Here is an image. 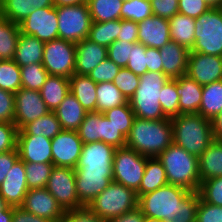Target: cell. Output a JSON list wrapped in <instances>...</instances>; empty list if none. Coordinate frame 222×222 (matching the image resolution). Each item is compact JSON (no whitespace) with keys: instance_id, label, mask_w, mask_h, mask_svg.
<instances>
[{"instance_id":"obj_50","label":"cell","mask_w":222,"mask_h":222,"mask_svg":"<svg viewBox=\"0 0 222 222\" xmlns=\"http://www.w3.org/2000/svg\"><path fill=\"white\" fill-rule=\"evenodd\" d=\"M146 46L141 43H135L128 59L126 68L131 70L138 76H142L147 72Z\"/></svg>"},{"instance_id":"obj_28","label":"cell","mask_w":222,"mask_h":222,"mask_svg":"<svg viewBox=\"0 0 222 222\" xmlns=\"http://www.w3.org/2000/svg\"><path fill=\"white\" fill-rule=\"evenodd\" d=\"M5 20L19 24L35 9L54 6L52 0H0Z\"/></svg>"},{"instance_id":"obj_4","label":"cell","mask_w":222,"mask_h":222,"mask_svg":"<svg viewBox=\"0 0 222 222\" xmlns=\"http://www.w3.org/2000/svg\"><path fill=\"white\" fill-rule=\"evenodd\" d=\"M164 166L168 184L198 191L201 183L198 157L172 143L157 156Z\"/></svg>"},{"instance_id":"obj_52","label":"cell","mask_w":222,"mask_h":222,"mask_svg":"<svg viewBox=\"0 0 222 222\" xmlns=\"http://www.w3.org/2000/svg\"><path fill=\"white\" fill-rule=\"evenodd\" d=\"M17 134L14 123L0 122V153L16 149Z\"/></svg>"},{"instance_id":"obj_15","label":"cell","mask_w":222,"mask_h":222,"mask_svg":"<svg viewBox=\"0 0 222 222\" xmlns=\"http://www.w3.org/2000/svg\"><path fill=\"white\" fill-rule=\"evenodd\" d=\"M49 112L39 91L21 88L15 93L14 124L18 130Z\"/></svg>"},{"instance_id":"obj_13","label":"cell","mask_w":222,"mask_h":222,"mask_svg":"<svg viewBox=\"0 0 222 222\" xmlns=\"http://www.w3.org/2000/svg\"><path fill=\"white\" fill-rule=\"evenodd\" d=\"M18 25L22 34L34 36L40 41L58 39V17L54 6L35 9Z\"/></svg>"},{"instance_id":"obj_27","label":"cell","mask_w":222,"mask_h":222,"mask_svg":"<svg viewBox=\"0 0 222 222\" xmlns=\"http://www.w3.org/2000/svg\"><path fill=\"white\" fill-rule=\"evenodd\" d=\"M198 170L201 181L222 177V141L214 140L198 157Z\"/></svg>"},{"instance_id":"obj_29","label":"cell","mask_w":222,"mask_h":222,"mask_svg":"<svg viewBox=\"0 0 222 222\" xmlns=\"http://www.w3.org/2000/svg\"><path fill=\"white\" fill-rule=\"evenodd\" d=\"M45 42L34 36L20 34L14 61L19 67L42 63Z\"/></svg>"},{"instance_id":"obj_38","label":"cell","mask_w":222,"mask_h":222,"mask_svg":"<svg viewBox=\"0 0 222 222\" xmlns=\"http://www.w3.org/2000/svg\"><path fill=\"white\" fill-rule=\"evenodd\" d=\"M119 29H121V19L108 22H92L88 39L108 48L117 40Z\"/></svg>"},{"instance_id":"obj_53","label":"cell","mask_w":222,"mask_h":222,"mask_svg":"<svg viewBox=\"0 0 222 222\" xmlns=\"http://www.w3.org/2000/svg\"><path fill=\"white\" fill-rule=\"evenodd\" d=\"M196 222H222V207L204 202L200 198Z\"/></svg>"},{"instance_id":"obj_55","label":"cell","mask_w":222,"mask_h":222,"mask_svg":"<svg viewBox=\"0 0 222 222\" xmlns=\"http://www.w3.org/2000/svg\"><path fill=\"white\" fill-rule=\"evenodd\" d=\"M15 94L0 89V122L14 123Z\"/></svg>"},{"instance_id":"obj_57","label":"cell","mask_w":222,"mask_h":222,"mask_svg":"<svg viewBox=\"0 0 222 222\" xmlns=\"http://www.w3.org/2000/svg\"><path fill=\"white\" fill-rule=\"evenodd\" d=\"M137 22L121 19V29H119L118 41L138 43Z\"/></svg>"},{"instance_id":"obj_68","label":"cell","mask_w":222,"mask_h":222,"mask_svg":"<svg viewBox=\"0 0 222 222\" xmlns=\"http://www.w3.org/2000/svg\"><path fill=\"white\" fill-rule=\"evenodd\" d=\"M57 222H74L67 214H65L59 221Z\"/></svg>"},{"instance_id":"obj_59","label":"cell","mask_w":222,"mask_h":222,"mask_svg":"<svg viewBox=\"0 0 222 222\" xmlns=\"http://www.w3.org/2000/svg\"><path fill=\"white\" fill-rule=\"evenodd\" d=\"M19 159L17 149L0 153V185L6 177L8 171Z\"/></svg>"},{"instance_id":"obj_21","label":"cell","mask_w":222,"mask_h":222,"mask_svg":"<svg viewBox=\"0 0 222 222\" xmlns=\"http://www.w3.org/2000/svg\"><path fill=\"white\" fill-rule=\"evenodd\" d=\"M162 58V72L170 79L186 75L190 50L185 46L169 41L159 49Z\"/></svg>"},{"instance_id":"obj_33","label":"cell","mask_w":222,"mask_h":222,"mask_svg":"<svg viewBox=\"0 0 222 222\" xmlns=\"http://www.w3.org/2000/svg\"><path fill=\"white\" fill-rule=\"evenodd\" d=\"M166 184H168V181L162 163L157 157L148 158L140 187L136 191L138 198L141 195L155 191Z\"/></svg>"},{"instance_id":"obj_2","label":"cell","mask_w":222,"mask_h":222,"mask_svg":"<svg viewBox=\"0 0 222 222\" xmlns=\"http://www.w3.org/2000/svg\"><path fill=\"white\" fill-rule=\"evenodd\" d=\"M173 143L170 118L148 120L135 117L126 147L149 158L157 157Z\"/></svg>"},{"instance_id":"obj_70","label":"cell","mask_w":222,"mask_h":222,"mask_svg":"<svg viewBox=\"0 0 222 222\" xmlns=\"http://www.w3.org/2000/svg\"><path fill=\"white\" fill-rule=\"evenodd\" d=\"M5 21V16L0 5V25Z\"/></svg>"},{"instance_id":"obj_16","label":"cell","mask_w":222,"mask_h":222,"mask_svg":"<svg viewBox=\"0 0 222 222\" xmlns=\"http://www.w3.org/2000/svg\"><path fill=\"white\" fill-rule=\"evenodd\" d=\"M186 75L202 86L222 80V56L190 51Z\"/></svg>"},{"instance_id":"obj_31","label":"cell","mask_w":222,"mask_h":222,"mask_svg":"<svg viewBox=\"0 0 222 222\" xmlns=\"http://www.w3.org/2000/svg\"><path fill=\"white\" fill-rule=\"evenodd\" d=\"M169 23L171 41L191 50L195 44V19L177 13L169 19Z\"/></svg>"},{"instance_id":"obj_10","label":"cell","mask_w":222,"mask_h":222,"mask_svg":"<svg viewBox=\"0 0 222 222\" xmlns=\"http://www.w3.org/2000/svg\"><path fill=\"white\" fill-rule=\"evenodd\" d=\"M148 158L126 146L116 148L113 159V181L137 191Z\"/></svg>"},{"instance_id":"obj_36","label":"cell","mask_w":222,"mask_h":222,"mask_svg":"<svg viewBox=\"0 0 222 222\" xmlns=\"http://www.w3.org/2000/svg\"><path fill=\"white\" fill-rule=\"evenodd\" d=\"M124 0H87L92 22H108L121 19Z\"/></svg>"},{"instance_id":"obj_37","label":"cell","mask_w":222,"mask_h":222,"mask_svg":"<svg viewBox=\"0 0 222 222\" xmlns=\"http://www.w3.org/2000/svg\"><path fill=\"white\" fill-rule=\"evenodd\" d=\"M21 32L19 25L5 20L0 25V59L13 60Z\"/></svg>"},{"instance_id":"obj_65","label":"cell","mask_w":222,"mask_h":222,"mask_svg":"<svg viewBox=\"0 0 222 222\" xmlns=\"http://www.w3.org/2000/svg\"><path fill=\"white\" fill-rule=\"evenodd\" d=\"M14 206H8L2 215H0V222H12Z\"/></svg>"},{"instance_id":"obj_46","label":"cell","mask_w":222,"mask_h":222,"mask_svg":"<svg viewBox=\"0 0 222 222\" xmlns=\"http://www.w3.org/2000/svg\"><path fill=\"white\" fill-rule=\"evenodd\" d=\"M198 193L204 202L222 207V177L201 181Z\"/></svg>"},{"instance_id":"obj_41","label":"cell","mask_w":222,"mask_h":222,"mask_svg":"<svg viewBox=\"0 0 222 222\" xmlns=\"http://www.w3.org/2000/svg\"><path fill=\"white\" fill-rule=\"evenodd\" d=\"M103 114L110 122L113 123L121 134H123L126 138L128 137L135 118V114L131 109L129 102L122 106L111 108Z\"/></svg>"},{"instance_id":"obj_39","label":"cell","mask_w":222,"mask_h":222,"mask_svg":"<svg viewBox=\"0 0 222 222\" xmlns=\"http://www.w3.org/2000/svg\"><path fill=\"white\" fill-rule=\"evenodd\" d=\"M103 113L87 112L80 127L76 130L83 144L101 141Z\"/></svg>"},{"instance_id":"obj_22","label":"cell","mask_w":222,"mask_h":222,"mask_svg":"<svg viewBox=\"0 0 222 222\" xmlns=\"http://www.w3.org/2000/svg\"><path fill=\"white\" fill-rule=\"evenodd\" d=\"M107 57V47L86 38L76 43L75 73L89 75Z\"/></svg>"},{"instance_id":"obj_14","label":"cell","mask_w":222,"mask_h":222,"mask_svg":"<svg viewBox=\"0 0 222 222\" xmlns=\"http://www.w3.org/2000/svg\"><path fill=\"white\" fill-rule=\"evenodd\" d=\"M51 141L52 164L75 169L83 148L77 131L62 130Z\"/></svg>"},{"instance_id":"obj_64","label":"cell","mask_w":222,"mask_h":222,"mask_svg":"<svg viewBox=\"0 0 222 222\" xmlns=\"http://www.w3.org/2000/svg\"><path fill=\"white\" fill-rule=\"evenodd\" d=\"M54 7L72 6L87 3V0H52Z\"/></svg>"},{"instance_id":"obj_6","label":"cell","mask_w":222,"mask_h":222,"mask_svg":"<svg viewBox=\"0 0 222 222\" xmlns=\"http://www.w3.org/2000/svg\"><path fill=\"white\" fill-rule=\"evenodd\" d=\"M138 199L135 190L112 181L102 193L92 200L88 207L98 217L109 220L138 207Z\"/></svg>"},{"instance_id":"obj_44","label":"cell","mask_w":222,"mask_h":222,"mask_svg":"<svg viewBox=\"0 0 222 222\" xmlns=\"http://www.w3.org/2000/svg\"><path fill=\"white\" fill-rule=\"evenodd\" d=\"M153 15L150 0H124L121 9V19L141 22Z\"/></svg>"},{"instance_id":"obj_69","label":"cell","mask_w":222,"mask_h":222,"mask_svg":"<svg viewBox=\"0 0 222 222\" xmlns=\"http://www.w3.org/2000/svg\"><path fill=\"white\" fill-rule=\"evenodd\" d=\"M143 222H164V221L158 220V219H155V218L145 217Z\"/></svg>"},{"instance_id":"obj_17","label":"cell","mask_w":222,"mask_h":222,"mask_svg":"<svg viewBox=\"0 0 222 222\" xmlns=\"http://www.w3.org/2000/svg\"><path fill=\"white\" fill-rule=\"evenodd\" d=\"M20 207L52 222L59 221L66 214L46 188L29 189Z\"/></svg>"},{"instance_id":"obj_58","label":"cell","mask_w":222,"mask_h":222,"mask_svg":"<svg viewBox=\"0 0 222 222\" xmlns=\"http://www.w3.org/2000/svg\"><path fill=\"white\" fill-rule=\"evenodd\" d=\"M66 214L74 222H106V220L98 217L88 206L67 211Z\"/></svg>"},{"instance_id":"obj_62","label":"cell","mask_w":222,"mask_h":222,"mask_svg":"<svg viewBox=\"0 0 222 222\" xmlns=\"http://www.w3.org/2000/svg\"><path fill=\"white\" fill-rule=\"evenodd\" d=\"M145 219L142 210L139 207L124 213L123 215L106 220V222H143Z\"/></svg>"},{"instance_id":"obj_1","label":"cell","mask_w":222,"mask_h":222,"mask_svg":"<svg viewBox=\"0 0 222 222\" xmlns=\"http://www.w3.org/2000/svg\"><path fill=\"white\" fill-rule=\"evenodd\" d=\"M200 195L183 187L166 184L141 195L138 207L145 217L164 222H196Z\"/></svg>"},{"instance_id":"obj_20","label":"cell","mask_w":222,"mask_h":222,"mask_svg":"<svg viewBox=\"0 0 222 222\" xmlns=\"http://www.w3.org/2000/svg\"><path fill=\"white\" fill-rule=\"evenodd\" d=\"M51 139L43 136H17L16 149L24 163L52 164Z\"/></svg>"},{"instance_id":"obj_54","label":"cell","mask_w":222,"mask_h":222,"mask_svg":"<svg viewBox=\"0 0 222 222\" xmlns=\"http://www.w3.org/2000/svg\"><path fill=\"white\" fill-rule=\"evenodd\" d=\"M178 13L197 19L212 6L206 0H178Z\"/></svg>"},{"instance_id":"obj_24","label":"cell","mask_w":222,"mask_h":222,"mask_svg":"<svg viewBox=\"0 0 222 222\" xmlns=\"http://www.w3.org/2000/svg\"><path fill=\"white\" fill-rule=\"evenodd\" d=\"M113 181V176L75 174L76 192L79 202L88 206Z\"/></svg>"},{"instance_id":"obj_8","label":"cell","mask_w":222,"mask_h":222,"mask_svg":"<svg viewBox=\"0 0 222 222\" xmlns=\"http://www.w3.org/2000/svg\"><path fill=\"white\" fill-rule=\"evenodd\" d=\"M58 38L78 43L88 38L92 24L87 3L56 7Z\"/></svg>"},{"instance_id":"obj_45","label":"cell","mask_w":222,"mask_h":222,"mask_svg":"<svg viewBox=\"0 0 222 222\" xmlns=\"http://www.w3.org/2000/svg\"><path fill=\"white\" fill-rule=\"evenodd\" d=\"M159 102L167 118L172 119L179 115V95L176 91V78L169 79L163 85Z\"/></svg>"},{"instance_id":"obj_66","label":"cell","mask_w":222,"mask_h":222,"mask_svg":"<svg viewBox=\"0 0 222 222\" xmlns=\"http://www.w3.org/2000/svg\"><path fill=\"white\" fill-rule=\"evenodd\" d=\"M212 7H222V0H206Z\"/></svg>"},{"instance_id":"obj_7","label":"cell","mask_w":222,"mask_h":222,"mask_svg":"<svg viewBox=\"0 0 222 222\" xmlns=\"http://www.w3.org/2000/svg\"><path fill=\"white\" fill-rule=\"evenodd\" d=\"M190 51L222 56V7H211L195 19V44Z\"/></svg>"},{"instance_id":"obj_49","label":"cell","mask_w":222,"mask_h":222,"mask_svg":"<svg viewBox=\"0 0 222 222\" xmlns=\"http://www.w3.org/2000/svg\"><path fill=\"white\" fill-rule=\"evenodd\" d=\"M135 43L126 41H114L108 48V58L120 68L126 67L128 59Z\"/></svg>"},{"instance_id":"obj_26","label":"cell","mask_w":222,"mask_h":222,"mask_svg":"<svg viewBox=\"0 0 222 222\" xmlns=\"http://www.w3.org/2000/svg\"><path fill=\"white\" fill-rule=\"evenodd\" d=\"M70 92L86 112H96L97 95L95 83L88 75L74 73L70 78Z\"/></svg>"},{"instance_id":"obj_30","label":"cell","mask_w":222,"mask_h":222,"mask_svg":"<svg viewBox=\"0 0 222 222\" xmlns=\"http://www.w3.org/2000/svg\"><path fill=\"white\" fill-rule=\"evenodd\" d=\"M39 92L48 109L54 112L70 92V81L63 76L49 75Z\"/></svg>"},{"instance_id":"obj_51","label":"cell","mask_w":222,"mask_h":222,"mask_svg":"<svg viewBox=\"0 0 222 222\" xmlns=\"http://www.w3.org/2000/svg\"><path fill=\"white\" fill-rule=\"evenodd\" d=\"M101 141L115 148L126 146V137L103 114Z\"/></svg>"},{"instance_id":"obj_11","label":"cell","mask_w":222,"mask_h":222,"mask_svg":"<svg viewBox=\"0 0 222 222\" xmlns=\"http://www.w3.org/2000/svg\"><path fill=\"white\" fill-rule=\"evenodd\" d=\"M76 43L54 39L45 42L42 65L49 75L70 78L75 73Z\"/></svg>"},{"instance_id":"obj_35","label":"cell","mask_w":222,"mask_h":222,"mask_svg":"<svg viewBox=\"0 0 222 222\" xmlns=\"http://www.w3.org/2000/svg\"><path fill=\"white\" fill-rule=\"evenodd\" d=\"M96 112L104 113L111 108L119 107L128 102L113 82H100L96 87Z\"/></svg>"},{"instance_id":"obj_56","label":"cell","mask_w":222,"mask_h":222,"mask_svg":"<svg viewBox=\"0 0 222 222\" xmlns=\"http://www.w3.org/2000/svg\"><path fill=\"white\" fill-rule=\"evenodd\" d=\"M153 15L171 19L178 13V0H150Z\"/></svg>"},{"instance_id":"obj_40","label":"cell","mask_w":222,"mask_h":222,"mask_svg":"<svg viewBox=\"0 0 222 222\" xmlns=\"http://www.w3.org/2000/svg\"><path fill=\"white\" fill-rule=\"evenodd\" d=\"M21 88L20 67L14 60H0V89L15 94Z\"/></svg>"},{"instance_id":"obj_63","label":"cell","mask_w":222,"mask_h":222,"mask_svg":"<svg viewBox=\"0 0 222 222\" xmlns=\"http://www.w3.org/2000/svg\"><path fill=\"white\" fill-rule=\"evenodd\" d=\"M211 124L214 139L222 141V111L211 120Z\"/></svg>"},{"instance_id":"obj_43","label":"cell","mask_w":222,"mask_h":222,"mask_svg":"<svg viewBox=\"0 0 222 222\" xmlns=\"http://www.w3.org/2000/svg\"><path fill=\"white\" fill-rule=\"evenodd\" d=\"M29 189L45 188L54 167L49 163H24Z\"/></svg>"},{"instance_id":"obj_34","label":"cell","mask_w":222,"mask_h":222,"mask_svg":"<svg viewBox=\"0 0 222 222\" xmlns=\"http://www.w3.org/2000/svg\"><path fill=\"white\" fill-rule=\"evenodd\" d=\"M222 111V80L204 85L198 114L213 120Z\"/></svg>"},{"instance_id":"obj_60","label":"cell","mask_w":222,"mask_h":222,"mask_svg":"<svg viewBox=\"0 0 222 222\" xmlns=\"http://www.w3.org/2000/svg\"><path fill=\"white\" fill-rule=\"evenodd\" d=\"M147 71L162 72V58L159 49L146 47Z\"/></svg>"},{"instance_id":"obj_48","label":"cell","mask_w":222,"mask_h":222,"mask_svg":"<svg viewBox=\"0 0 222 222\" xmlns=\"http://www.w3.org/2000/svg\"><path fill=\"white\" fill-rule=\"evenodd\" d=\"M120 67L108 57L95 67L88 75L95 83L113 82Z\"/></svg>"},{"instance_id":"obj_23","label":"cell","mask_w":222,"mask_h":222,"mask_svg":"<svg viewBox=\"0 0 222 222\" xmlns=\"http://www.w3.org/2000/svg\"><path fill=\"white\" fill-rule=\"evenodd\" d=\"M203 86L187 75L176 78V91L179 95V115L198 114L202 100Z\"/></svg>"},{"instance_id":"obj_25","label":"cell","mask_w":222,"mask_h":222,"mask_svg":"<svg viewBox=\"0 0 222 222\" xmlns=\"http://www.w3.org/2000/svg\"><path fill=\"white\" fill-rule=\"evenodd\" d=\"M54 113L60 122L62 130L76 131L87 112L76 97L69 92Z\"/></svg>"},{"instance_id":"obj_67","label":"cell","mask_w":222,"mask_h":222,"mask_svg":"<svg viewBox=\"0 0 222 222\" xmlns=\"http://www.w3.org/2000/svg\"><path fill=\"white\" fill-rule=\"evenodd\" d=\"M9 205L5 202V200L0 195V215H2V211H4Z\"/></svg>"},{"instance_id":"obj_32","label":"cell","mask_w":222,"mask_h":222,"mask_svg":"<svg viewBox=\"0 0 222 222\" xmlns=\"http://www.w3.org/2000/svg\"><path fill=\"white\" fill-rule=\"evenodd\" d=\"M61 131L62 127L58 118L53 111H50L18 130L17 136H43L53 139Z\"/></svg>"},{"instance_id":"obj_19","label":"cell","mask_w":222,"mask_h":222,"mask_svg":"<svg viewBox=\"0 0 222 222\" xmlns=\"http://www.w3.org/2000/svg\"><path fill=\"white\" fill-rule=\"evenodd\" d=\"M137 25L138 43L146 47L160 49L171 41L168 19L151 15Z\"/></svg>"},{"instance_id":"obj_61","label":"cell","mask_w":222,"mask_h":222,"mask_svg":"<svg viewBox=\"0 0 222 222\" xmlns=\"http://www.w3.org/2000/svg\"><path fill=\"white\" fill-rule=\"evenodd\" d=\"M12 222H52V221L36 216L19 206V207H14Z\"/></svg>"},{"instance_id":"obj_3","label":"cell","mask_w":222,"mask_h":222,"mask_svg":"<svg viewBox=\"0 0 222 222\" xmlns=\"http://www.w3.org/2000/svg\"><path fill=\"white\" fill-rule=\"evenodd\" d=\"M171 122L173 143L197 157L215 140L211 121L200 114H180Z\"/></svg>"},{"instance_id":"obj_12","label":"cell","mask_w":222,"mask_h":222,"mask_svg":"<svg viewBox=\"0 0 222 222\" xmlns=\"http://www.w3.org/2000/svg\"><path fill=\"white\" fill-rule=\"evenodd\" d=\"M45 188L65 212L83 207L76 192L75 169L54 166Z\"/></svg>"},{"instance_id":"obj_9","label":"cell","mask_w":222,"mask_h":222,"mask_svg":"<svg viewBox=\"0 0 222 222\" xmlns=\"http://www.w3.org/2000/svg\"><path fill=\"white\" fill-rule=\"evenodd\" d=\"M116 148L102 141L83 144L75 174L113 176Z\"/></svg>"},{"instance_id":"obj_42","label":"cell","mask_w":222,"mask_h":222,"mask_svg":"<svg viewBox=\"0 0 222 222\" xmlns=\"http://www.w3.org/2000/svg\"><path fill=\"white\" fill-rule=\"evenodd\" d=\"M22 88L39 91L46 82L49 73L42 63H33L20 67Z\"/></svg>"},{"instance_id":"obj_18","label":"cell","mask_w":222,"mask_h":222,"mask_svg":"<svg viewBox=\"0 0 222 222\" xmlns=\"http://www.w3.org/2000/svg\"><path fill=\"white\" fill-rule=\"evenodd\" d=\"M28 190L24 162L18 159L1 183L0 195L9 206L19 207Z\"/></svg>"},{"instance_id":"obj_47","label":"cell","mask_w":222,"mask_h":222,"mask_svg":"<svg viewBox=\"0 0 222 222\" xmlns=\"http://www.w3.org/2000/svg\"><path fill=\"white\" fill-rule=\"evenodd\" d=\"M139 83L140 76L126 67L120 68L117 76L113 80V84L122 92L127 100L134 95Z\"/></svg>"},{"instance_id":"obj_5","label":"cell","mask_w":222,"mask_h":222,"mask_svg":"<svg viewBox=\"0 0 222 222\" xmlns=\"http://www.w3.org/2000/svg\"><path fill=\"white\" fill-rule=\"evenodd\" d=\"M170 78L163 72H149L140 76V83L134 95L128 100L135 117L148 120L167 118L161 108L159 98L163 85Z\"/></svg>"}]
</instances>
